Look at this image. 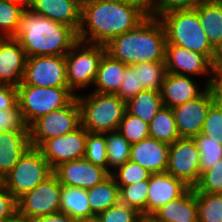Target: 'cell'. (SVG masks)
Returning a JSON list of instances; mask_svg holds the SVG:
<instances>
[{
  "mask_svg": "<svg viewBox=\"0 0 222 222\" xmlns=\"http://www.w3.org/2000/svg\"><path fill=\"white\" fill-rule=\"evenodd\" d=\"M148 4L82 0L78 40L83 45L107 44L111 39L135 29L143 22L149 16ZM86 24L89 30L86 29ZM88 33L90 34L87 37Z\"/></svg>",
  "mask_w": 222,
  "mask_h": 222,
  "instance_id": "cell-1",
  "label": "cell"
},
{
  "mask_svg": "<svg viewBox=\"0 0 222 222\" xmlns=\"http://www.w3.org/2000/svg\"><path fill=\"white\" fill-rule=\"evenodd\" d=\"M196 10L208 41L215 49L222 44V5L207 0L200 4Z\"/></svg>",
  "mask_w": 222,
  "mask_h": 222,
  "instance_id": "cell-26",
  "label": "cell"
},
{
  "mask_svg": "<svg viewBox=\"0 0 222 222\" xmlns=\"http://www.w3.org/2000/svg\"><path fill=\"white\" fill-rule=\"evenodd\" d=\"M163 106L161 92L143 90L126 102V111L149 124Z\"/></svg>",
  "mask_w": 222,
  "mask_h": 222,
  "instance_id": "cell-28",
  "label": "cell"
},
{
  "mask_svg": "<svg viewBox=\"0 0 222 222\" xmlns=\"http://www.w3.org/2000/svg\"><path fill=\"white\" fill-rule=\"evenodd\" d=\"M84 158L112 173L107 163L106 133L88 132Z\"/></svg>",
  "mask_w": 222,
  "mask_h": 222,
  "instance_id": "cell-36",
  "label": "cell"
},
{
  "mask_svg": "<svg viewBox=\"0 0 222 222\" xmlns=\"http://www.w3.org/2000/svg\"><path fill=\"white\" fill-rule=\"evenodd\" d=\"M149 133L150 137L168 144L180 139L171 108L163 106L159 110L149 123Z\"/></svg>",
  "mask_w": 222,
  "mask_h": 222,
  "instance_id": "cell-29",
  "label": "cell"
},
{
  "mask_svg": "<svg viewBox=\"0 0 222 222\" xmlns=\"http://www.w3.org/2000/svg\"><path fill=\"white\" fill-rule=\"evenodd\" d=\"M23 5L13 0H0V29L3 37H13L18 29Z\"/></svg>",
  "mask_w": 222,
  "mask_h": 222,
  "instance_id": "cell-34",
  "label": "cell"
},
{
  "mask_svg": "<svg viewBox=\"0 0 222 222\" xmlns=\"http://www.w3.org/2000/svg\"><path fill=\"white\" fill-rule=\"evenodd\" d=\"M166 43L162 22L149 15L135 29L116 36L104 46L111 58L132 66L142 62L164 61Z\"/></svg>",
  "mask_w": 222,
  "mask_h": 222,
  "instance_id": "cell-3",
  "label": "cell"
},
{
  "mask_svg": "<svg viewBox=\"0 0 222 222\" xmlns=\"http://www.w3.org/2000/svg\"><path fill=\"white\" fill-rule=\"evenodd\" d=\"M166 173L190 188L196 185L201 175L200 154L193 138H180L170 144Z\"/></svg>",
  "mask_w": 222,
  "mask_h": 222,
  "instance_id": "cell-11",
  "label": "cell"
},
{
  "mask_svg": "<svg viewBox=\"0 0 222 222\" xmlns=\"http://www.w3.org/2000/svg\"><path fill=\"white\" fill-rule=\"evenodd\" d=\"M152 217L158 222H199L193 188H189L181 197L163 205Z\"/></svg>",
  "mask_w": 222,
  "mask_h": 222,
  "instance_id": "cell-23",
  "label": "cell"
},
{
  "mask_svg": "<svg viewBox=\"0 0 222 222\" xmlns=\"http://www.w3.org/2000/svg\"><path fill=\"white\" fill-rule=\"evenodd\" d=\"M199 222H222V193H195Z\"/></svg>",
  "mask_w": 222,
  "mask_h": 222,
  "instance_id": "cell-33",
  "label": "cell"
},
{
  "mask_svg": "<svg viewBox=\"0 0 222 222\" xmlns=\"http://www.w3.org/2000/svg\"><path fill=\"white\" fill-rule=\"evenodd\" d=\"M82 0H34L29 9L45 18L72 27L78 32L81 24Z\"/></svg>",
  "mask_w": 222,
  "mask_h": 222,
  "instance_id": "cell-20",
  "label": "cell"
},
{
  "mask_svg": "<svg viewBox=\"0 0 222 222\" xmlns=\"http://www.w3.org/2000/svg\"><path fill=\"white\" fill-rule=\"evenodd\" d=\"M31 147L29 131L0 132V180L14 168L20 157Z\"/></svg>",
  "mask_w": 222,
  "mask_h": 222,
  "instance_id": "cell-22",
  "label": "cell"
},
{
  "mask_svg": "<svg viewBox=\"0 0 222 222\" xmlns=\"http://www.w3.org/2000/svg\"><path fill=\"white\" fill-rule=\"evenodd\" d=\"M200 154L201 173L213 167L222 159V145L201 133L193 137Z\"/></svg>",
  "mask_w": 222,
  "mask_h": 222,
  "instance_id": "cell-35",
  "label": "cell"
},
{
  "mask_svg": "<svg viewBox=\"0 0 222 222\" xmlns=\"http://www.w3.org/2000/svg\"><path fill=\"white\" fill-rule=\"evenodd\" d=\"M53 174L64 186L90 189L107 179L111 173L85 158L72 160L58 165Z\"/></svg>",
  "mask_w": 222,
  "mask_h": 222,
  "instance_id": "cell-14",
  "label": "cell"
},
{
  "mask_svg": "<svg viewBox=\"0 0 222 222\" xmlns=\"http://www.w3.org/2000/svg\"><path fill=\"white\" fill-rule=\"evenodd\" d=\"M95 1H105L112 3H148L146 0H95Z\"/></svg>",
  "mask_w": 222,
  "mask_h": 222,
  "instance_id": "cell-50",
  "label": "cell"
},
{
  "mask_svg": "<svg viewBox=\"0 0 222 222\" xmlns=\"http://www.w3.org/2000/svg\"><path fill=\"white\" fill-rule=\"evenodd\" d=\"M118 173H111L118 186H126L136 184L138 182L149 180L152 174L147 169L141 167L139 164L131 161L126 162L123 165L117 167Z\"/></svg>",
  "mask_w": 222,
  "mask_h": 222,
  "instance_id": "cell-38",
  "label": "cell"
},
{
  "mask_svg": "<svg viewBox=\"0 0 222 222\" xmlns=\"http://www.w3.org/2000/svg\"><path fill=\"white\" fill-rule=\"evenodd\" d=\"M147 216H152L169 201L181 197L190 187L168 173H155L149 177Z\"/></svg>",
  "mask_w": 222,
  "mask_h": 222,
  "instance_id": "cell-17",
  "label": "cell"
},
{
  "mask_svg": "<svg viewBox=\"0 0 222 222\" xmlns=\"http://www.w3.org/2000/svg\"><path fill=\"white\" fill-rule=\"evenodd\" d=\"M127 67L126 64L111 58L105 53L99 63L94 81V85L96 86L94 92L117 94Z\"/></svg>",
  "mask_w": 222,
  "mask_h": 222,
  "instance_id": "cell-24",
  "label": "cell"
},
{
  "mask_svg": "<svg viewBox=\"0 0 222 222\" xmlns=\"http://www.w3.org/2000/svg\"><path fill=\"white\" fill-rule=\"evenodd\" d=\"M89 95H76L81 126L91 133L118 131L126 111V102L116 94L93 92Z\"/></svg>",
  "mask_w": 222,
  "mask_h": 222,
  "instance_id": "cell-4",
  "label": "cell"
},
{
  "mask_svg": "<svg viewBox=\"0 0 222 222\" xmlns=\"http://www.w3.org/2000/svg\"><path fill=\"white\" fill-rule=\"evenodd\" d=\"M102 222H138L140 217L135 209L119 202L98 214Z\"/></svg>",
  "mask_w": 222,
  "mask_h": 222,
  "instance_id": "cell-41",
  "label": "cell"
},
{
  "mask_svg": "<svg viewBox=\"0 0 222 222\" xmlns=\"http://www.w3.org/2000/svg\"><path fill=\"white\" fill-rule=\"evenodd\" d=\"M212 104L211 92L205 86L199 97L172 108L180 138H193L201 133L208 109Z\"/></svg>",
  "mask_w": 222,
  "mask_h": 222,
  "instance_id": "cell-15",
  "label": "cell"
},
{
  "mask_svg": "<svg viewBox=\"0 0 222 222\" xmlns=\"http://www.w3.org/2000/svg\"><path fill=\"white\" fill-rule=\"evenodd\" d=\"M22 46L27 58L32 56H65L78 41L70 26L45 18L26 8L13 36Z\"/></svg>",
  "mask_w": 222,
  "mask_h": 222,
  "instance_id": "cell-2",
  "label": "cell"
},
{
  "mask_svg": "<svg viewBox=\"0 0 222 222\" xmlns=\"http://www.w3.org/2000/svg\"><path fill=\"white\" fill-rule=\"evenodd\" d=\"M16 88L18 106L28 127L39 117L68 106L76 98L68 87L18 85Z\"/></svg>",
  "mask_w": 222,
  "mask_h": 222,
  "instance_id": "cell-6",
  "label": "cell"
},
{
  "mask_svg": "<svg viewBox=\"0 0 222 222\" xmlns=\"http://www.w3.org/2000/svg\"><path fill=\"white\" fill-rule=\"evenodd\" d=\"M149 182L144 180L136 184L119 186L120 202L147 216V197Z\"/></svg>",
  "mask_w": 222,
  "mask_h": 222,
  "instance_id": "cell-32",
  "label": "cell"
},
{
  "mask_svg": "<svg viewBox=\"0 0 222 222\" xmlns=\"http://www.w3.org/2000/svg\"><path fill=\"white\" fill-rule=\"evenodd\" d=\"M201 134L222 145V111L214 103L208 109Z\"/></svg>",
  "mask_w": 222,
  "mask_h": 222,
  "instance_id": "cell-42",
  "label": "cell"
},
{
  "mask_svg": "<svg viewBox=\"0 0 222 222\" xmlns=\"http://www.w3.org/2000/svg\"><path fill=\"white\" fill-rule=\"evenodd\" d=\"M138 222H158V221L152 216H141Z\"/></svg>",
  "mask_w": 222,
  "mask_h": 222,
  "instance_id": "cell-52",
  "label": "cell"
},
{
  "mask_svg": "<svg viewBox=\"0 0 222 222\" xmlns=\"http://www.w3.org/2000/svg\"><path fill=\"white\" fill-rule=\"evenodd\" d=\"M62 185L53 174L35 189L16 200L17 218L31 222L37 217L60 211Z\"/></svg>",
  "mask_w": 222,
  "mask_h": 222,
  "instance_id": "cell-10",
  "label": "cell"
},
{
  "mask_svg": "<svg viewBox=\"0 0 222 222\" xmlns=\"http://www.w3.org/2000/svg\"><path fill=\"white\" fill-rule=\"evenodd\" d=\"M193 190L195 193H222V159L201 173Z\"/></svg>",
  "mask_w": 222,
  "mask_h": 222,
  "instance_id": "cell-39",
  "label": "cell"
},
{
  "mask_svg": "<svg viewBox=\"0 0 222 222\" xmlns=\"http://www.w3.org/2000/svg\"><path fill=\"white\" fill-rule=\"evenodd\" d=\"M17 104V88L8 84H0V109H13Z\"/></svg>",
  "mask_w": 222,
  "mask_h": 222,
  "instance_id": "cell-46",
  "label": "cell"
},
{
  "mask_svg": "<svg viewBox=\"0 0 222 222\" xmlns=\"http://www.w3.org/2000/svg\"><path fill=\"white\" fill-rule=\"evenodd\" d=\"M205 1L207 0H150L149 15L160 19L162 15L172 11L194 10Z\"/></svg>",
  "mask_w": 222,
  "mask_h": 222,
  "instance_id": "cell-40",
  "label": "cell"
},
{
  "mask_svg": "<svg viewBox=\"0 0 222 222\" xmlns=\"http://www.w3.org/2000/svg\"><path fill=\"white\" fill-rule=\"evenodd\" d=\"M87 134L80 125L72 132L45 140L38 149L54 170L62 163L84 158Z\"/></svg>",
  "mask_w": 222,
  "mask_h": 222,
  "instance_id": "cell-13",
  "label": "cell"
},
{
  "mask_svg": "<svg viewBox=\"0 0 222 222\" xmlns=\"http://www.w3.org/2000/svg\"><path fill=\"white\" fill-rule=\"evenodd\" d=\"M20 85L68 87L65 56H32L27 58Z\"/></svg>",
  "mask_w": 222,
  "mask_h": 222,
  "instance_id": "cell-12",
  "label": "cell"
},
{
  "mask_svg": "<svg viewBox=\"0 0 222 222\" xmlns=\"http://www.w3.org/2000/svg\"><path fill=\"white\" fill-rule=\"evenodd\" d=\"M17 3H20L23 5L25 8H29V6L33 3L34 0H13Z\"/></svg>",
  "mask_w": 222,
  "mask_h": 222,
  "instance_id": "cell-53",
  "label": "cell"
},
{
  "mask_svg": "<svg viewBox=\"0 0 222 222\" xmlns=\"http://www.w3.org/2000/svg\"><path fill=\"white\" fill-rule=\"evenodd\" d=\"M196 86L188 75L166 72L161 88V98L164 107L172 109L196 99L203 93Z\"/></svg>",
  "mask_w": 222,
  "mask_h": 222,
  "instance_id": "cell-21",
  "label": "cell"
},
{
  "mask_svg": "<svg viewBox=\"0 0 222 222\" xmlns=\"http://www.w3.org/2000/svg\"><path fill=\"white\" fill-rule=\"evenodd\" d=\"M91 213L98 215L120 202L119 186L112 175L103 182L87 189Z\"/></svg>",
  "mask_w": 222,
  "mask_h": 222,
  "instance_id": "cell-27",
  "label": "cell"
},
{
  "mask_svg": "<svg viewBox=\"0 0 222 222\" xmlns=\"http://www.w3.org/2000/svg\"><path fill=\"white\" fill-rule=\"evenodd\" d=\"M12 222H27V221H25V220H20V219H16V220H14V221H12Z\"/></svg>",
  "mask_w": 222,
  "mask_h": 222,
  "instance_id": "cell-54",
  "label": "cell"
},
{
  "mask_svg": "<svg viewBox=\"0 0 222 222\" xmlns=\"http://www.w3.org/2000/svg\"><path fill=\"white\" fill-rule=\"evenodd\" d=\"M212 77L222 78V44L214 49V55L211 60Z\"/></svg>",
  "mask_w": 222,
  "mask_h": 222,
  "instance_id": "cell-48",
  "label": "cell"
},
{
  "mask_svg": "<svg viewBox=\"0 0 222 222\" xmlns=\"http://www.w3.org/2000/svg\"><path fill=\"white\" fill-rule=\"evenodd\" d=\"M212 1H214V2L219 3V4L222 5V0H212Z\"/></svg>",
  "mask_w": 222,
  "mask_h": 222,
  "instance_id": "cell-55",
  "label": "cell"
},
{
  "mask_svg": "<svg viewBox=\"0 0 222 222\" xmlns=\"http://www.w3.org/2000/svg\"><path fill=\"white\" fill-rule=\"evenodd\" d=\"M132 67L138 71L139 84H142L144 90L161 92L166 74L165 61L142 62L132 65Z\"/></svg>",
  "mask_w": 222,
  "mask_h": 222,
  "instance_id": "cell-30",
  "label": "cell"
},
{
  "mask_svg": "<svg viewBox=\"0 0 222 222\" xmlns=\"http://www.w3.org/2000/svg\"><path fill=\"white\" fill-rule=\"evenodd\" d=\"M106 150L108 167H118L130 161L131 144L119 132L106 133Z\"/></svg>",
  "mask_w": 222,
  "mask_h": 222,
  "instance_id": "cell-31",
  "label": "cell"
},
{
  "mask_svg": "<svg viewBox=\"0 0 222 222\" xmlns=\"http://www.w3.org/2000/svg\"><path fill=\"white\" fill-rule=\"evenodd\" d=\"M159 20L165 28L166 44L190 49L212 60L214 48L208 41L196 9L172 11L162 15Z\"/></svg>",
  "mask_w": 222,
  "mask_h": 222,
  "instance_id": "cell-5",
  "label": "cell"
},
{
  "mask_svg": "<svg viewBox=\"0 0 222 222\" xmlns=\"http://www.w3.org/2000/svg\"><path fill=\"white\" fill-rule=\"evenodd\" d=\"M31 222H78L71 218L69 215L58 211L48 215L40 216L32 220Z\"/></svg>",
  "mask_w": 222,
  "mask_h": 222,
  "instance_id": "cell-49",
  "label": "cell"
},
{
  "mask_svg": "<svg viewBox=\"0 0 222 222\" xmlns=\"http://www.w3.org/2000/svg\"><path fill=\"white\" fill-rule=\"evenodd\" d=\"M82 43L78 40L65 55L67 85L72 92L77 87L85 88L94 84L99 63L106 53L104 45L90 43L87 47L82 46Z\"/></svg>",
  "mask_w": 222,
  "mask_h": 222,
  "instance_id": "cell-8",
  "label": "cell"
},
{
  "mask_svg": "<svg viewBox=\"0 0 222 222\" xmlns=\"http://www.w3.org/2000/svg\"><path fill=\"white\" fill-rule=\"evenodd\" d=\"M29 131L18 104L13 109H0V132Z\"/></svg>",
  "mask_w": 222,
  "mask_h": 222,
  "instance_id": "cell-44",
  "label": "cell"
},
{
  "mask_svg": "<svg viewBox=\"0 0 222 222\" xmlns=\"http://www.w3.org/2000/svg\"><path fill=\"white\" fill-rule=\"evenodd\" d=\"M60 211L77 221L93 216L87 190L62 185L60 192Z\"/></svg>",
  "mask_w": 222,
  "mask_h": 222,
  "instance_id": "cell-25",
  "label": "cell"
},
{
  "mask_svg": "<svg viewBox=\"0 0 222 222\" xmlns=\"http://www.w3.org/2000/svg\"><path fill=\"white\" fill-rule=\"evenodd\" d=\"M53 175V169L36 147H29L1 181L17 200Z\"/></svg>",
  "mask_w": 222,
  "mask_h": 222,
  "instance_id": "cell-7",
  "label": "cell"
},
{
  "mask_svg": "<svg viewBox=\"0 0 222 222\" xmlns=\"http://www.w3.org/2000/svg\"><path fill=\"white\" fill-rule=\"evenodd\" d=\"M209 77L206 86L211 92L213 103L222 111V78Z\"/></svg>",
  "mask_w": 222,
  "mask_h": 222,
  "instance_id": "cell-47",
  "label": "cell"
},
{
  "mask_svg": "<svg viewBox=\"0 0 222 222\" xmlns=\"http://www.w3.org/2000/svg\"><path fill=\"white\" fill-rule=\"evenodd\" d=\"M80 125V107L75 98L68 106L39 117L29 126L30 145L38 148L45 140L65 135Z\"/></svg>",
  "mask_w": 222,
  "mask_h": 222,
  "instance_id": "cell-9",
  "label": "cell"
},
{
  "mask_svg": "<svg viewBox=\"0 0 222 222\" xmlns=\"http://www.w3.org/2000/svg\"><path fill=\"white\" fill-rule=\"evenodd\" d=\"M164 61L168 73L201 75L211 72V61L204 54L177 45L166 44Z\"/></svg>",
  "mask_w": 222,
  "mask_h": 222,
  "instance_id": "cell-18",
  "label": "cell"
},
{
  "mask_svg": "<svg viewBox=\"0 0 222 222\" xmlns=\"http://www.w3.org/2000/svg\"><path fill=\"white\" fill-rule=\"evenodd\" d=\"M170 144L147 137L131 144L130 161L139 164L152 174L165 173L168 165Z\"/></svg>",
  "mask_w": 222,
  "mask_h": 222,
  "instance_id": "cell-19",
  "label": "cell"
},
{
  "mask_svg": "<svg viewBox=\"0 0 222 222\" xmlns=\"http://www.w3.org/2000/svg\"><path fill=\"white\" fill-rule=\"evenodd\" d=\"M17 219V204L14 196L0 183V221L12 222Z\"/></svg>",
  "mask_w": 222,
  "mask_h": 222,
  "instance_id": "cell-45",
  "label": "cell"
},
{
  "mask_svg": "<svg viewBox=\"0 0 222 222\" xmlns=\"http://www.w3.org/2000/svg\"><path fill=\"white\" fill-rule=\"evenodd\" d=\"M143 90L144 88L142 84H139L138 71L132 66H128L125 69L122 82L116 95H118L123 101L127 102Z\"/></svg>",
  "mask_w": 222,
  "mask_h": 222,
  "instance_id": "cell-43",
  "label": "cell"
},
{
  "mask_svg": "<svg viewBox=\"0 0 222 222\" xmlns=\"http://www.w3.org/2000/svg\"><path fill=\"white\" fill-rule=\"evenodd\" d=\"M27 55L19 41L0 35V84L17 87L23 82Z\"/></svg>",
  "mask_w": 222,
  "mask_h": 222,
  "instance_id": "cell-16",
  "label": "cell"
},
{
  "mask_svg": "<svg viewBox=\"0 0 222 222\" xmlns=\"http://www.w3.org/2000/svg\"><path fill=\"white\" fill-rule=\"evenodd\" d=\"M78 222H102L98 215H93L88 218L79 220Z\"/></svg>",
  "mask_w": 222,
  "mask_h": 222,
  "instance_id": "cell-51",
  "label": "cell"
},
{
  "mask_svg": "<svg viewBox=\"0 0 222 222\" xmlns=\"http://www.w3.org/2000/svg\"><path fill=\"white\" fill-rule=\"evenodd\" d=\"M118 131L130 144L137 143L150 136L149 124L127 111L123 115Z\"/></svg>",
  "mask_w": 222,
  "mask_h": 222,
  "instance_id": "cell-37",
  "label": "cell"
}]
</instances>
